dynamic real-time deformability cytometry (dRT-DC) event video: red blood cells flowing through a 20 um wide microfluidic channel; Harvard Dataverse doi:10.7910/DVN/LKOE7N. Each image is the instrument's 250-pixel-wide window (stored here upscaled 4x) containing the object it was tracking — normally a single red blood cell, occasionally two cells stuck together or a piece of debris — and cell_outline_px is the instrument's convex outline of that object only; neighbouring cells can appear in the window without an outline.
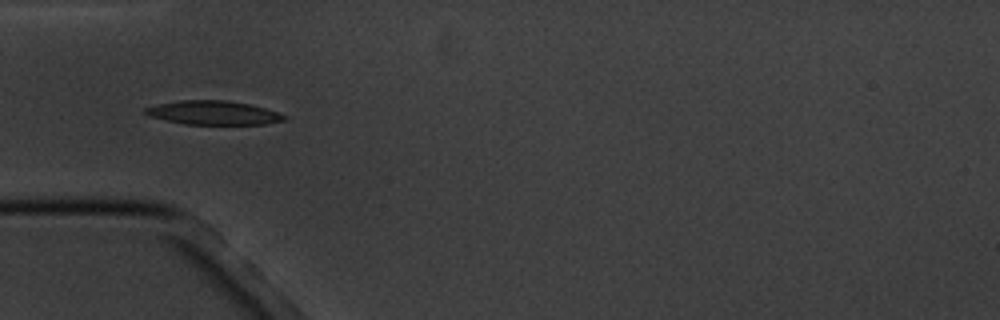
{"species": "common noctule bat (a hibernating species)", "species_latin": "Nyctalus noctula", "temperature_condition": "cold", "stored_images_in_passage": 7, "camera_frame_rate_fps": 3000, "um_per_image_px": 0.085, "animal": {"sex": "male", "body_mass_g": 20.1, "forearm_length_mm": 53.5}, "frame": {"image": 1, "passage_image": 5, "time_ms": 5.333, "image_size_px": [1000, 320], "cell_outline_px": [[288, 116], [284, 120], [264, 124], [184, 124], [148, 116], [140, 112], [144, 108], [156, 104], [180, 100], [228, 100], [248, 104], [264, 108]], "centroid_in_image_um": [18.05, 9.58], "position_along_channel_um": 66.9, "area_um2": 19.36}}
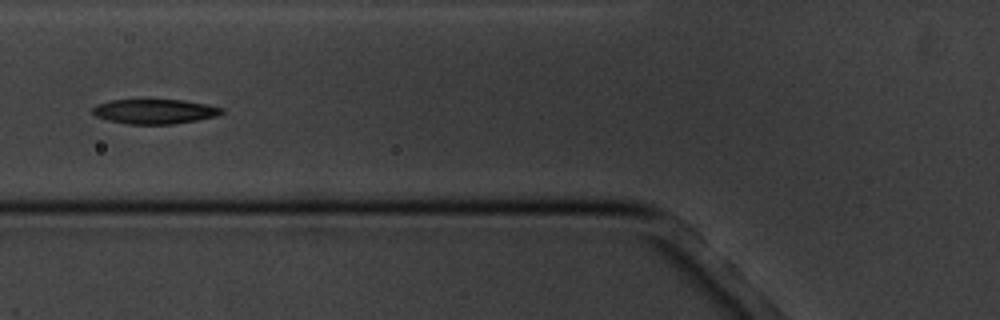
{"frame": {"image": 2, "passage_image": 6, "time_ms": 6.667, "image_size_px": [1000, 320], "cell_outline_px": [[224, 112], [216, 116], [196, 120], [172, 124], [124, 124], [108, 120], [96, 116], [92, 112], [92, 108], [96, 104], [112, 100], [184, 100], [224, 108]], "centroid_in_image_um": [13.12, 9.48], "position_along_channel_um": 112.7, "area_um2": 18.5}}
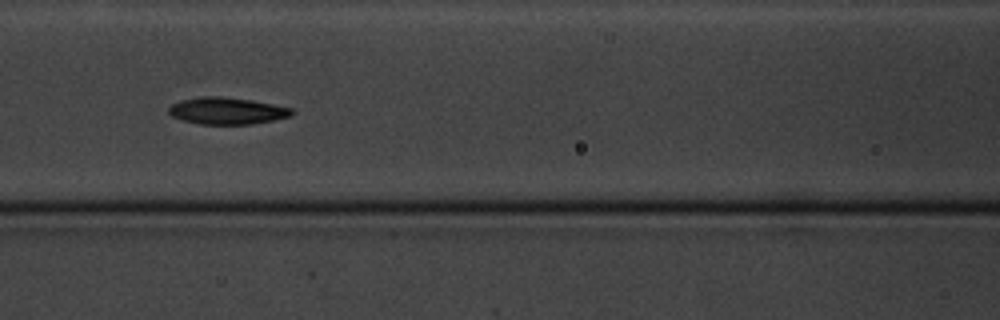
{"frame": {"image": 3, "passage_image": 7, "time_ms": 7.667, "image_size_px": [1000, 320], "cell_outline_px": [[296, 112], [292, 116], [252, 124], [200, 124], [184, 120], [172, 116], [168, 112], [168, 108], [172, 104], [180, 100], [200, 96], [220, 96], [252, 100], [292, 108]], "centroid_in_image_um": [19.3, 9.41], "position_along_channel_um": 147.3, "area_um2": 19.31}}